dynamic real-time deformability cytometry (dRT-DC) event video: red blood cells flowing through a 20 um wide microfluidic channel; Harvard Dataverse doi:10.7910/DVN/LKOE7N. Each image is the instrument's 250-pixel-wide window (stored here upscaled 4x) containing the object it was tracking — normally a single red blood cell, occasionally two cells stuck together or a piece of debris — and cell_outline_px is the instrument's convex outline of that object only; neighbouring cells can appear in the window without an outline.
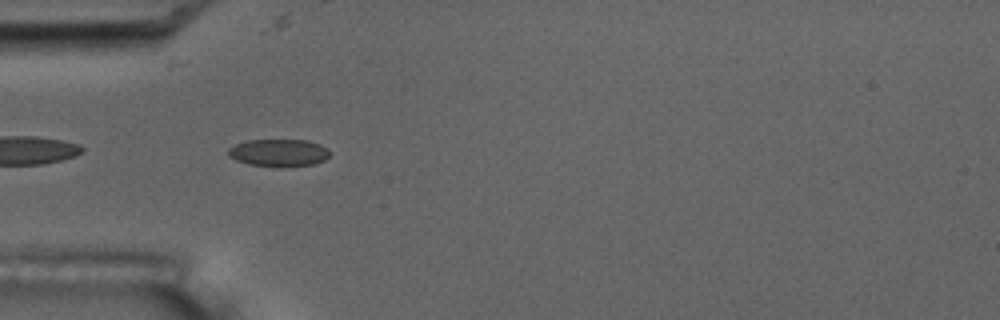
{"species": "common noctule bat (a hibernating species)", "species_latin": "Nyctalus noctula", "temperature_condition": "room temperature", "stored_images_in_passage": 2, "camera_frame_rate_fps": 3000, "um_per_image_px": 0.085, "animal": {"sex": "male", "body_mass_g": 17.5, "forearm_length_mm": 52.3}, "frame": {"image": 1, "passage_image": 1, "time_ms": 0.0, "image_size_px": [1000, 320], "cell_outline_px": [[332, 152], [324, 160], [312, 164], [248, 164], [236, 160], [228, 156], [228, 148], [236, 144], [248, 140], [304, 140], [320, 144], [328, 148]], "centroid_in_image_um": [23.69, 12.93], "position_along_channel_um": 61.3, "area_um2": 15.49}}